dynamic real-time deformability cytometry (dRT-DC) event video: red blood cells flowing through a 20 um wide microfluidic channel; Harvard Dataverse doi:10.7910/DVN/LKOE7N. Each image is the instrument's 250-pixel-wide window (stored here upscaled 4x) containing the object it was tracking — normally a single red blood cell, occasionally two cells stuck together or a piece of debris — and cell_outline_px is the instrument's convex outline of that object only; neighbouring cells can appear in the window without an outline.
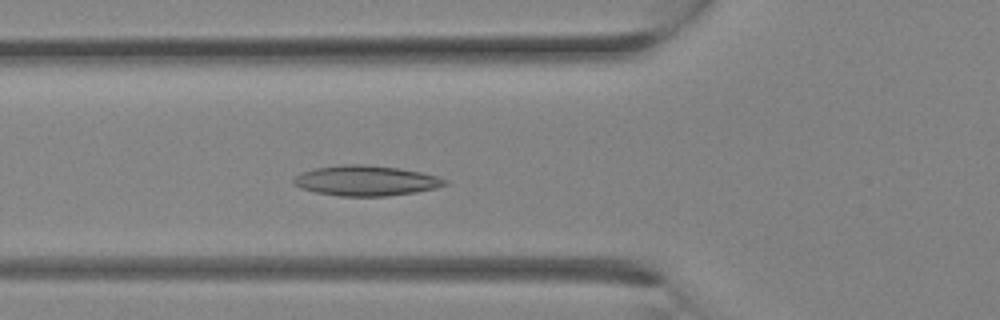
{"species": "Egyptian fruit bat (a non-hibernating species)", "species_latin": "Rousettus aegyptiacus", "temperature_condition": "room temperature", "stored_images_in_passage": 12, "camera_frame_rate_fps": 3000, "um_per_image_px": 0.085, "animal": {"sex": "female"}, "frame": {"image": 1, "passage_image": 10, "time_ms": 3.0, "image_size_px": [1000, 320], "cell_outline_px": [[448, 184], [436, 188], [416, 192], [384, 196], [340, 196], [316, 192], [300, 188], [292, 180], [300, 172], [312, 168], [344, 164], [364, 164], [400, 168], [420, 172], [436, 176], [448, 180]], "centroid_in_image_um": [31.1, 15.35], "position_along_channel_um": 94.7, "area_um2": 26.7}}
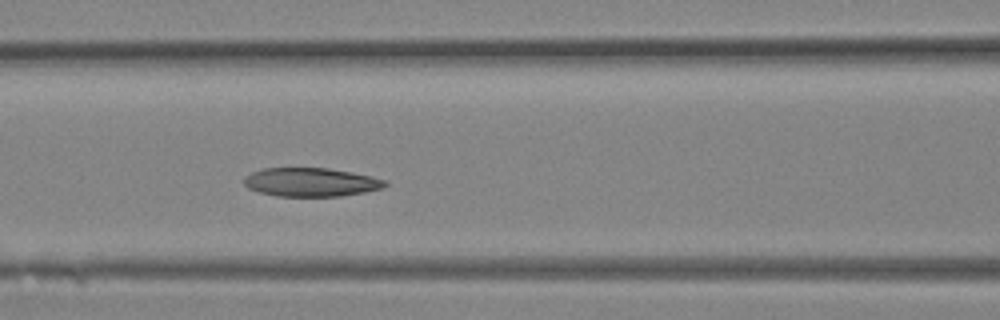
{"frame": {"image": 2, "passage_image": 12, "time_ms": 3.667, "image_size_px": [1000, 320], "cell_outline_px": [[388, 184], [380, 188], [364, 192], [340, 196], [276, 196], [260, 192], [248, 188], [244, 184], [244, 176], [252, 172], [264, 168], [328, 168], [352, 172], [388, 180]], "centroid_in_image_um": [26.42, 15.48], "position_along_channel_um": 140.2, "area_um2": 23.52}}